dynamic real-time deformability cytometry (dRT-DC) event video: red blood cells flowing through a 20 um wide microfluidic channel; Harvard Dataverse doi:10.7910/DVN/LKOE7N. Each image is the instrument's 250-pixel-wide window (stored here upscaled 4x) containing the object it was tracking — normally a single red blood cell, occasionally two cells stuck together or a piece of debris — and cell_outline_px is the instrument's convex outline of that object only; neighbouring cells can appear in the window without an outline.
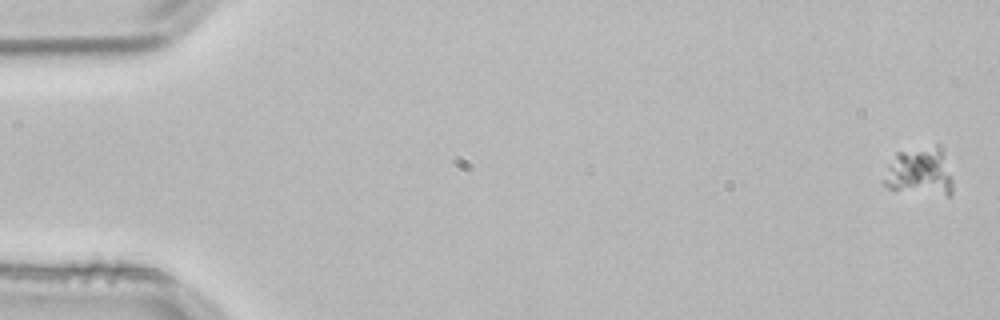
{"species": "common noctule bat (a hibernating species)", "species_latin": "Nyctalus noctula", "temperature_condition": "room temperature", "stored_images_in_passage": 4, "camera_frame_rate_fps": 3000, "um_per_image_px": 0.085, "animal": {"sex": "male", "body_mass_g": 21.5, "forearm_length_mm": 52.0}, "frame": {"image": 1, "passage_image": 1, "time_ms": 0.0, "image_size_px": [1000, 320], "cell_outline_px": [[952, 192], [948, 196], [888, 188], [880, 180], [884, 164], [896, 152], [936, 144], [940, 144], [944, 152], [952, 180]], "centroid_in_image_um": [78.1, 14.55], "position_along_channel_um": 6.9, "area_um2": 20.0}}
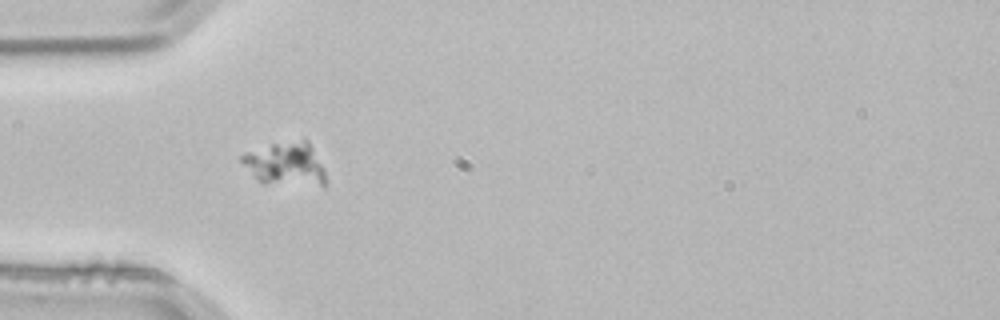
{"frame": {"image": 2, "passage_image": 4, "time_ms": 1.0, "image_size_px": [1000, 320], "cell_outline_px": [[324, 188], [264, 184], [240, 160], [240, 156], [248, 152], [272, 144], [304, 136], [308, 140], [324, 168]], "centroid_in_image_um": [24.36, 13.95], "position_along_channel_um": 60.6, "area_um2": 21.73}}